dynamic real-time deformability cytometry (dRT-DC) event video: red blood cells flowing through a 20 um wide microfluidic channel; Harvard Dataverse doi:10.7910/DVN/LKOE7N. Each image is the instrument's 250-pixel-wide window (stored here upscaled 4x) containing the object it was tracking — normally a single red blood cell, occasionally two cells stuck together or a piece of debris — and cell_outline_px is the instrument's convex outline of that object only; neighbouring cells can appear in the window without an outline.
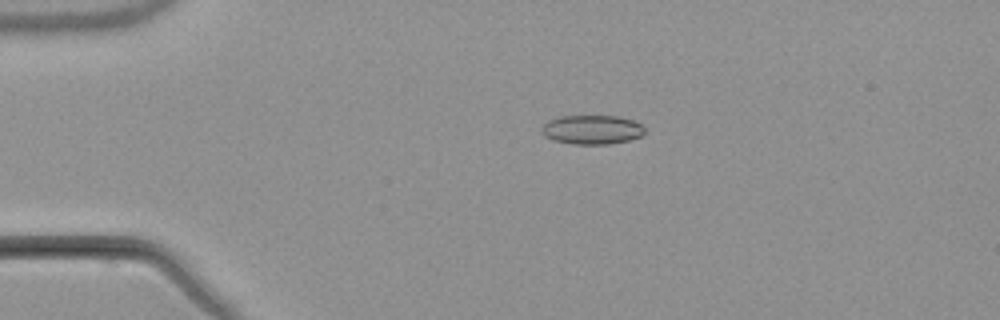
{"species": "common noctule bat (a hibernating species)", "species_latin": "Nyctalus noctula", "temperature_condition": "warm", "stored_images_in_passage": 4, "camera_frame_rate_fps": 3000, "um_per_image_px": 0.085, "animal": {"sex": "male", "body_mass_g": 21.5, "forearm_length_mm": 52.0}, "frame": {"image": 1, "passage_image": 4, "time_ms": 8.0, "image_size_px": [1000, 320], "cell_outline_px": [[644, 132], [640, 136], [628, 140], [608, 144], [572, 144], [552, 140], [544, 136], [540, 128], [548, 120], [560, 116], [620, 116], [632, 120], [640, 124], [644, 128]], "centroid_in_image_um": [50.27, 11.02], "position_along_channel_um": 34.7, "area_um2": 17.51}}